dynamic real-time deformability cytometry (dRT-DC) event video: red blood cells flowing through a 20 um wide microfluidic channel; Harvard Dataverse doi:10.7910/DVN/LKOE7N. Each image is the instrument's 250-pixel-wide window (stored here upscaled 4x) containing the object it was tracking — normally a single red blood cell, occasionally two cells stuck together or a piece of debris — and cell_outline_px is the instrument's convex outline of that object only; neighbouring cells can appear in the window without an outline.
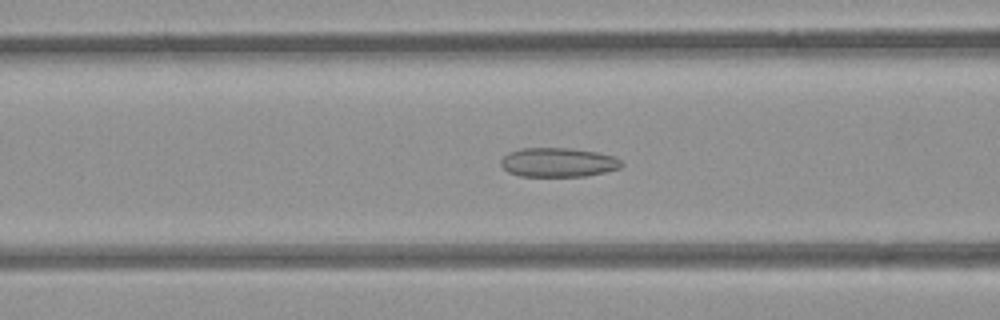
{"species": "common noctule bat (a hibernating species)", "species_latin": "Nyctalus noctula", "temperature_condition": "room temperature", "stored_images_in_passage": 53, "camera_frame_rate_fps": 3000, "um_per_image_px": 0.085, "animal": {"sex": "female", "body_mass_g": 21.9}, "frame": {"image": 1, "passage_image": 21, "time_ms": 6.667, "image_size_px": [1000, 320], "cell_outline_px": [[624, 164], [620, 168], [604, 172], [584, 176], [520, 176], [508, 172], [500, 164], [500, 160], [508, 152], [520, 148], [572, 148], [596, 152], [616, 156]], "centroid_in_image_um": [47.44, 13.79], "position_along_channel_um": 119.2, "area_um2": 20.63}}
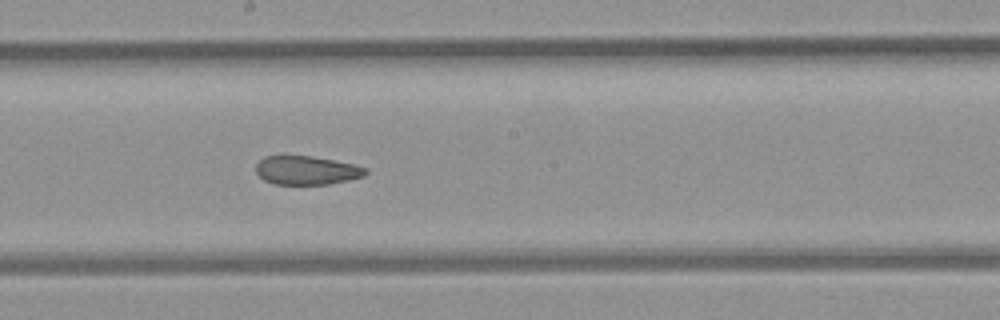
{"frame": {"image": 2, "passage_image": 29, "time_ms": 9.333, "image_size_px": [1000, 320], "cell_outline_px": [[368, 172], [364, 176], [348, 180], [328, 184], [272, 184], [264, 180], [256, 172], [256, 164], [264, 156], [312, 156], [356, 164], [368, 168]], "centroid_in_image_um": [26.09, 14.47], "position_along_channel_um": 222.1, "area_um2": 18.44}}
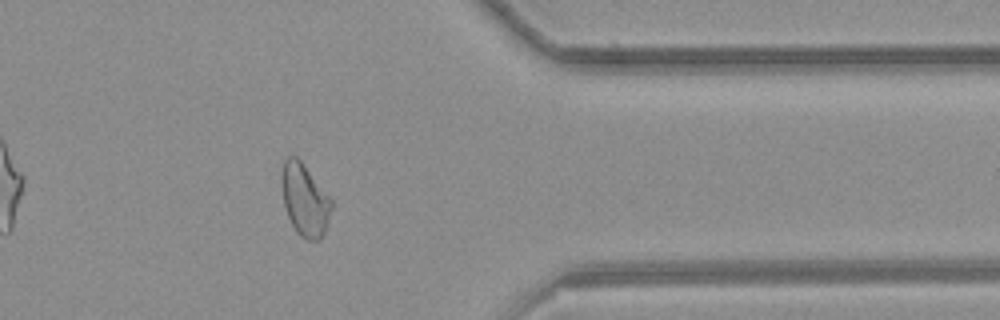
{"frame": {"image": 3, "passage_image": 43, "time_ms": 14.0, "image_size_px": [1000, 320], "cell_outline_px": [[332, 208], [324, 232], [320, 240], [308, 240], [300, 236], [296, 232], [288, 216], [284, 204], [280, 176], [284, 160], [288, 156], [296, 156], [304, 164], [332, 200]], "centroid_in_image_um": [25.89, 16.98], "position_along_channel_um": 385.5, "area_um2": 20.87}, "authors_computed_cell_mechanics": {"area_um2": 21.5594, "velocity_mm_per_s": 3.8549, "shape_relaxation_time_tau1_ms": null, "shape_relaxation_time_tau2_ms": 2.1739, "deformation_change_tau1": null, "deformation_change_tau2": 0.0823}}